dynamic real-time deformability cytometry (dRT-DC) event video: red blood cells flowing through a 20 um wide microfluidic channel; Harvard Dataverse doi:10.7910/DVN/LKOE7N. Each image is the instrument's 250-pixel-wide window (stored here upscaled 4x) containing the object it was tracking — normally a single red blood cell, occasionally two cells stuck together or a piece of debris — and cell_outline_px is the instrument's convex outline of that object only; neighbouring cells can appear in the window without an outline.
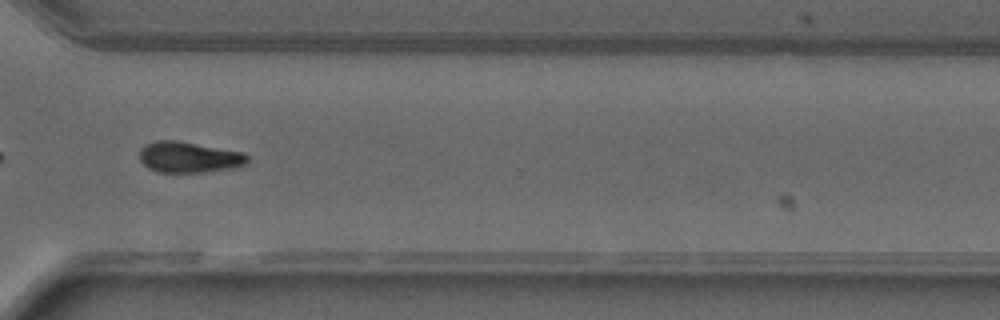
{"species": "common noctule bat (a hibernating species)", "species_latin": "Nyctalus noctula", "temperature_condition": "warm", "stored_images_in_passage": 30, "camera_frame_rate_fps": 3000, "um_per_image_px": 0.085, "animal": {"sex": "male", "forearm_length_mm": 52.5}, "frame": {"image": 1, "passage_image": 26, "time_ms": 8.333, "image_size_px": [1000, 320], "cell_outline_px": [[248, 164], [232, 168], [204, 172], [156, 172], [148, 168], [140, 160], [140, 148], [156, 140], [176, 140], [244, 152], [248, 156]], "centroid_in_image_um": [16.08, 13.36], "position_along_channel_um": 354.5, "area_um2": 19.48}}